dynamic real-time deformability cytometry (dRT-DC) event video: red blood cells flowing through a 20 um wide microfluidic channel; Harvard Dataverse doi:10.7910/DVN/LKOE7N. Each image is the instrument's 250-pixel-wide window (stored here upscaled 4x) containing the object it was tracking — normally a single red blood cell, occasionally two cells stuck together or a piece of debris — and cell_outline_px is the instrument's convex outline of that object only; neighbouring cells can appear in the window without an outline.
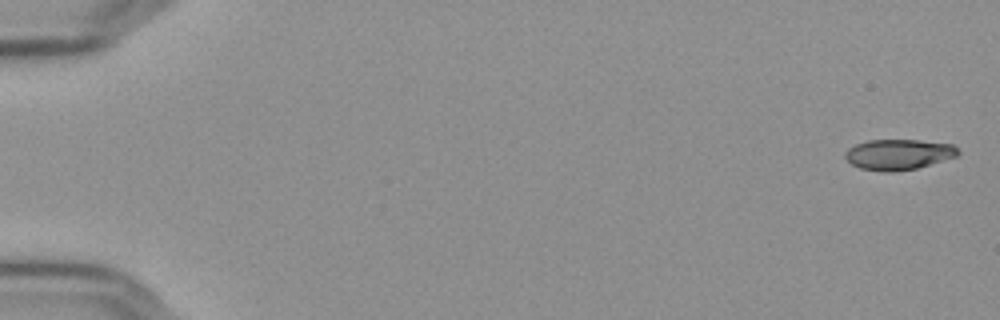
{"species": "Egyptian fruit bat (a non-hibernating species)", "species_latin": "Rousettus aegyptiacus", "temperature_condition": "cold", "stored_images_in_passage": 56, "camera_frame_rate_fps": 3000, "um_per_image_px": 0.085, "frame": {"image": 1, "passage_image": 1, "time_ms": 0.0, "image_size_px": [1000, 320], "cell_outline_px": [[960, 152], [956, 156], [916, 168], [892, 172], [884, 172], [860, 168], [852, 164], [844, 156], [844, 152], [848, 148], [856, 144], [868, 140], [916, 140], [952, 144]], "centroid_in_image_um": [76.33, 13.12], "position_along_channel_um": 8.7, "area_um2": 19.88}}
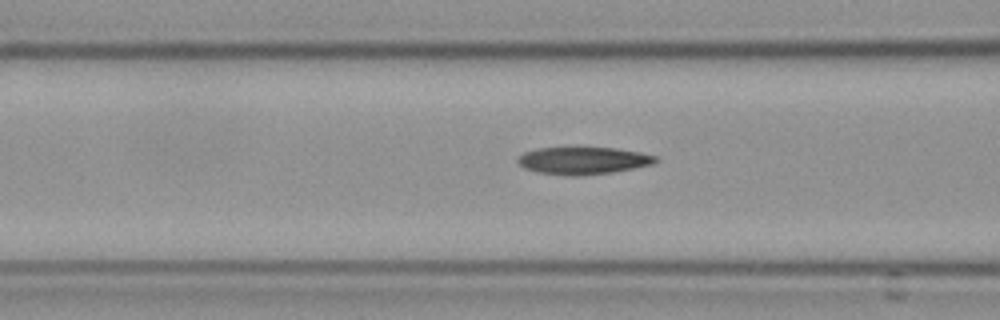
{"frame": {"image": 2, "passage_image": 23, "time_ms": 7.333, "image_size_px": [1000, 320], "cell_outline_px": [[660, 160], [652, 164], [612, 172], [580, 176], [568, 176], [536, 172], [524, 168], [516, 160], [524, 152], [536, 148], [616, 148], [640, 152], [656, 156]], "centroid_in_image_um": [49.56, 13.66], "position_along_channel_um": 117.0, "area_um2": 21.91}}
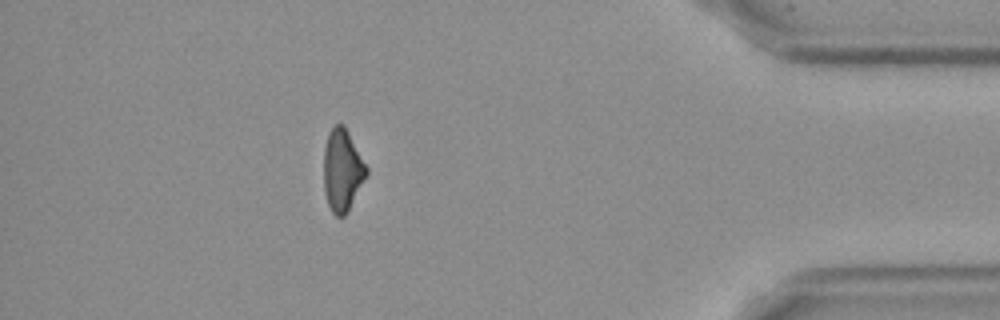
{"frame": {"image": 3, "passage_image": 50, "time_ms": 16.333, "image_size_px": [1000, 320], "cell_outline_px": [[368, 172], [344, 216], [336, 216], [332, 212], [328, 204], [324, 192], [324, 148], [328, 132], [336, 124], [344, 124], [368, 168]], "centroid_in_image_um": [29.08, 14.43], "position_along_channel_um": 406.1, "area_um2": 20.11}, "authors_computed_cell_mechanics": {"area_um2": 21.4438, "velocity_mm_per_s": 3.658, "shape_relaxation_time_tau1_ms": 11.2108, "shape_relaxation_time_tau2_ms": null, "deformation_change_tau1": 0.2249, "deformation_change_tau2": null}}